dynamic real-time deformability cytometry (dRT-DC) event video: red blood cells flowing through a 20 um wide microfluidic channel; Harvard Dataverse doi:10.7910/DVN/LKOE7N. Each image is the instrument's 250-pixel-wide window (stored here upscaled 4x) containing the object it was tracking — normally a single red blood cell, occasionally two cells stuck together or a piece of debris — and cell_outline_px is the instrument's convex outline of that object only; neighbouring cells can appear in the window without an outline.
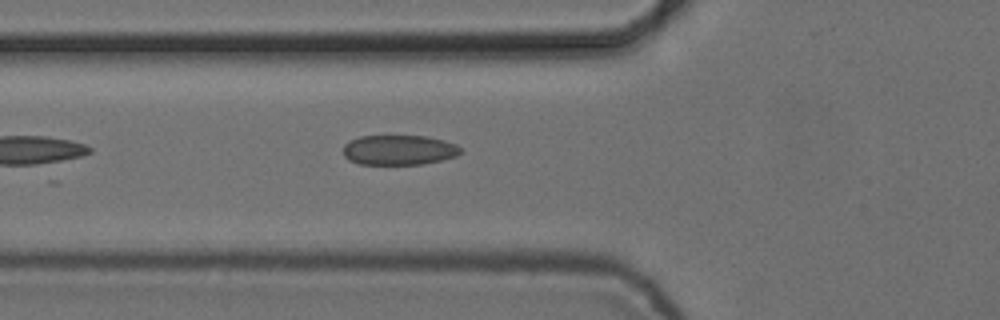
{"species": "common noctule bat (a hibernating species)", "species_latin": "Nyctalus noctula", "temperature_condition": "cold", "stored_images_in_passage": 5, "camera_frame_rate_fps": 3000, "um_per_image_px": 0.085, "animal": {"sex": "female", "body_mass_g": 24.6, "forearm_length_mm": 56.2}, "frame": {"image": 1, "passage_image": 5, "time_ms": 1.333, "image_size_px": [1000, 320], "cell_outline_px": [[460, 152], [456, 156], [440, 160], [420, 164], [360, 164], [348, 160], [344, 156], [344, 144], [360, 136], [428, 136], [444, 140], [456, 144], [460, 148]], "centroid_in_image_um": [33.9, 12.74], "position_along_channel_um": 91.9, "area_um2": 20.35}}